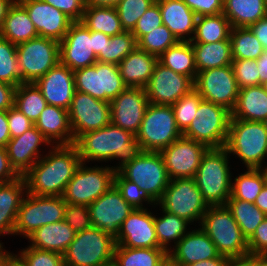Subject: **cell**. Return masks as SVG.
I'll return each mask as SVG.
<instances>
[{
  "mask_svg": "<svg viewBox=\"0 0 267 266\" xmlns=\"http://www.w3.org/2000/svg\"><path fill=\"white\" fill-rule=\"evenodd\" d=\"M76 232L65 220L43 225L27 238L32 242L29 247L40 250L55 251L64 254L74 240Z\"/></svg>",
  "mask_w": 267,
  "mask_h": 266,
  "instance_id": "31",
  "label": "cell"
},
{
  "mask_svg": "<svg viewBox=\"0 0 267 266\" xmlns=\"http://www.w3.org/2000/svg\"><path fill=\"white\" fill-rule=\"evenodd\" d=\"M14 2L15 0H0V32L4 24V19L7 16V12Z\"/></svg>",
  "mask_w": 267,
  "mask_h": 266,
  "instance_id": "69",
  "label": "cell"
},
{
  "mask_svg": "<svg viewBox=\"0 0 267 266\" xmlns=\"http://www.w3.org/2000/svg\"><path fill=\"white\" fill-rule=\"evenodd\" d=\"M64 220L76 233L93 226L89 208L86 205L66 203Z\"/></svg>",
  "mask_w": 267,
  "mask_h": 266,
  "instance_id": "53",
  "label": "cell"
},
{
  "mask_svg": "<svg viewBox=\"0 0 267 266\" xmlns=\"http://www.w3.org/2000/svg\"><path fill=\"white\" fill-rule=\"evenodd\" d=\"M7 118L11 138L21 136L34 126V123L15 106L7 110Z\"/></svg>",
  "mask_w": 267,
  "mask_h": 266,
  "instance_id": "56",
  "label": "cell"
},
{
  "mask_svg": "<svg viewBox=\"0 0 267 266\" xmlns=\"http://www.w3.org/2000/svg\"><path fill=\"white\" fill-rule=\"evenodd\" d=\"M193 89L194 81L190 77L174 72L159 61L145 86L149 103L171 106Z\"/></svg>",
  "mask_w": 267,
  "mask_h": 266,
  "instance_id": "17",
  "label": "cell"
},
{
  "mask_svg": "<svg viewBox=\"0 0 267 266\" xmlns=\"http://www.w3.org/2000/svg\"><path fill=\"white\" fill-rule=\"evenodd\" d=\"M118 172L127 180L136 183L157 203L170 178L160 152H142Z\"/></svg>",
  "mask_w": 267,
  "mask_h": 266,
  "instance_id": "10",
  "label": "cell"
},
{
  "mask_svg": "<svg viewBox=\"0 0 267 266\" xmlns=\"http://www.w3.org/2000/svg\"><path fill=\"white\" fill-rule=\"evenodd\" d=\"M158 61L174 72L190 77L195 82L198 72L190 41H178L160 55Z\"/></svg>",
  "mask_w": 267,
  "mask_h": 266,
  "instance_id": "37",
  "label": "cell"
},
{
  "mask_svg": "<svg viewBox=\"0 0 267 266\" xmlns=\"http://www.w3.org/2000/svg\"><path fill=\"white\" fill-rule=\"evenodd\" d=\"M115 239L92 226L76 233L63 254L65 266H109L113 264Z\"/></svg>",
  "mask_w": 267,
  "mask_h": 266,
  "instance_id": "6",
  "label": "cell"
},
{
  "mask_svg": "<svg viewBox=\"0 0 267 266\" xmlns=\"http://www.w3.org/2000/svg\"><path fill=\"white\" fill-rule=\"evenodd\" d=\"M230 119L231 112L225 107L202 99L195 119L182 136L201 142L208 148L225 147Z\"/></svg>",
  "mask_w": 267,
  "mask_h": 266,
  "instance_id": "8",
  "label": "cell"
},
{
  "mask_svg": "<svg viewBox=\"0 0 267 266\" xmlns=\"http://www.w3.org/2000/svg\"><path fill=\"white\" fill-rule=\"evenodd\" d=\"M114 185L120 191L122 198L134 209H145L143 201L147 204L157 203L148 195V193L141 189L136 183L125 179L118 171L115 173Z\"/></svg>",
  "mask_w": 267,
  "mask_h": 266,
  "instance_id": "50",
  "label": "cell"
},
{
  "mask_svg": "<svg viewBox=\"0 0 267 266\" xmlns=\"http://www.w3.org/2000/svg\"><path fill=\"white\" fill-rule=\"evenodd\" d=\"M122 0H85V6L115 8Z\"/></svg>",
  "mask_w": 267,
  "mask_h": 266,
  "instance_id": "68",
  "label": "cell"
},
{
  "mask_svg": "<svg viewBox=\"0 0 267 266\" xmlns=\"http://www.w3.org/2000/svg\"><path fill=\"white\" fill-rule=\"evenodd\" d=\"M2 244L0 242V266H6L13 259V254L3 249Z\"/></svg>",
  "mask_w": 267,
  "mask_h": 266,
  "instance_id": "70",
  "label": "cell"
},
{
  "mask_svg": "<svg viewBox=\"0 0 267 266\" xmlns=\"http://www.w3.org/2000/svg\"><path fill=\"white\" fill-rule=\"evenodd\" d=\"M152 214L147 208L133 209L119 229L116 244L129 248H160Z\"/></svg>",
  "mask_w": 267,
  "mask_h": 266,
  "instance_id": "23",
  "label": "cell"
},
{
  "mask_svg": "<svg viewBox=\"0 0 267 266\" xmlns=\"http://www.w3.org/2000/svg\"><path fill=\"white\" fill-rule=\"evenodd\" d=\"M148 105L145 88L127 87L110 102L111 123L136 135Z\"/></svg>",
  "mask_w": 267,
  "mask_h": 266,
  "instance_id": "21",
  "label": "cell"
},
{
  "mask_svg": "<svg viewBox=\"0 0 267 266\" xmlns=\"http://www.w3.org/2000/svg\"><path fill=\"white\" fill-rule=\"evenodd\" d=\"M10 139L7 111H0V147H6Z\"/></svg>",
  "mask_w": 267,
  "mask_h": 266,
  "instance_id": "62",
  "label": "cell"
},
{
  "mask_svg": "<svg viewBox=\"0 0 267 266\" xmlns=\"http://www.w3.org/2000/svg\"><path fill=\"white\" fill-rule=\"evenodd\" d=\"M68 114L73 132V144L80 135L111 123L110 103L79 91H75Z\"/></svg>",
  "mask_w": 267,
  "mask_h": 266,
  "instance_id": "16",
  "label": "cell"
},
{
  "mask_svg": "<svg viewBox=\"0 0 267 266\" xmlns=\"http://www.w3.org/2000/svg\"><path fill=\"white\" fill-rule=\"evenodd\" d=\"M249 255L267 254V216L248 239Z\"/></svg>",
  "mask_w": 267,
  "mask_h": 266,
  "instance_id": "58",
  "label": "cell"
},
{
  "mask_svg": "<svg viewBox=\"0 0 267 266\" xmlns=\"http://www.w3.org/2000/svg\"><path fill=\"white\" fill-rule=\"evenodd\" d=\"M178 42L170 29L162 24L153 31L143 35L137 41V47L157 57Z\"/></svg>",
  "mask_w": 267,
  "mask_h": 266,
  "instance_id": "47",
  "label": "cell"
},
{
  "mask_svg": "<svg viewBox=\"0 0 267 266\" xmlns=\"http://www.w3.org/2000/svg\"><path fill=\"white\" fill-rule=\"evenodd\" d=\"M162 266H179V265L172 263L169 259H167Z\"/></svg>",
  "mask_w": 267,
  "mask_h": 266,
  "instance_id": "72",
  "label": "cell"
},
{
  "mask_svg": "<svg viewBox=\"0 0 267 266\" xmlns=\"http://www.w3.org/2000/svg\"><path fill=\"white\" fill-rule=\"evenodd\" d=\"M26 191L23 176L10 182L0 183V236L13 235L18 210Z\"/></svg>",
  "mask_w": 267,
  "mask_h": 266,
  "instance_id": "30",
  "label": "cell"
},
{
  "mask_svg": "<svg viewBox=\"0 0 267 266\" xmlns=\"http://www.w3.org/2000/svg\"><path fill=\"white\" fill-rule=\"evenodd\" d=\"M47 105L69 109L76 88L74 72L60 62L35 82Z\"/></svg>",
  "mask_w": 267,
  "mask_h": 266,
  "instance_id": "24",
  "label": "cell"
},
{
  "mask_svg": "<svg viewBox=\"0 0 267 266\" xmlns=\"http://www.w3.org/2000/svg\"><path fill=\"white\" fill-rule=\"evenodd\" d=\"M262 123H263L264 127L267 130V117L262 121Z\"/></svg>",
  "mask_w": 267,
  "mask_h": 266,
  "instance_id": "75",
  "label": "cell"
},
{
  "mask_svg": "<svg viewBox=\"0 0 267 266\" xmlns=\"http://www.w3.org/2000/svg\"><path fill=\"white\" fill-rule=\"evenodd\" d=\"M227 208L238 223L247 240L256 231V228L266 218V215L254 203L241 199H228Z\"/></svg>",
  "mask_w": 267,
  "mask_h": 266,
  "instance_id": "40",
  "label": "cell"
},
{
  "mask_svg": "<svg viewBox=\"0 0 267 266\" xmlns=\"http://www.w3.org/2000/svg\"><path fill=\"white\" fill-rule=\"evenodd\" d=\"M225 148L247 168H262L267 157V130L262 122L230 119Z\"/></svg>",
  "mask_w": 267,
  "mask_h": 266,
  "instance_id": "5",
  "label": "cell"
},
{
  "mask_svg": "<svg viewBox=\"0 0 267 266\" xmlns=\"http://www.w3.org/2000/svg\"><path fill=\"white\" fill-rule=\"evenodd\" d=\"M173 249L168 251V259L179 266H187L191 263L209 260L218 257L215 244L201 229L188 231Z\"/></svg>",
  "mask_w": 267,
  "mask_h": 266,
  "instance_id": "26",
  "label": "cell"
},
{
  "mask_svg": "<svg viewBox=\"0 0 267 266\" xmlns=\"http://www.w3.org/2000/svg\"><path fill=\"white\" fill-rule=\"evenodd\" d=\"M232 67L240 89L260 85L257 60L233 59Z\"/></svg>",
  "mask_w": 267,
  "mask_h": 266,
  "instance_id": "52",
  "label": "cell"
},
{
  "mask_svg": "<svg viewBox=\"0 0 267 266\" xmlns=\"http://www.w3.org/2000/svg\"><path fill=\"white\" fill-rule=\"evenodd\" d=\"M231 24L223 13L197 17L191 43H212L230 40Z\"/></svg>",
  "mask_w": 267,
  "mask_h": 266,
  "instance_id": "38",
  "label": "cell"
},
{
  "mask_svg": "<svg viewBox=\"0 0 267 266\" xmlns=\"http://www.w3.org/2000/svg\"><path fill=\"white\" fill-rule=\"evenodd\" d=\"M203 98L193 89L190 93L182 96L172 105V110L176 123L180 131L183 133L195 119L200 101Z\"/></svg>",
  "mask_w": 267,
  "mask_h": 266,
  "instance_id": "49",
  "label": "cell"
},
{
  "mask_svg": "<svg viewBox=\"0 0 267 266\" xmlns=\"http://www.w3.org/2000/svg\"><path fill=\"white\" fill-rule=\"evenodd\" d=\"M267 117V89L265 85L250 86L239 90L231 119L262 122Z\"/></svg>",
  "mask_w": 267,
  "mask_h": 266,
  "instance_id": "32",
  "label": "cell"
},
{
  "mask_svg": "<svg viewBox=\"0 0 267 266\" xmlns=\"http://www.w3.org/2000/svg\"><path fill=\"white\" fill-rule=\"evenodd\" d=\"M136 47L137 41L132 32L124 31L111 36V39L106 42L104 53H100L97 60L102 63L118 65Z\"/></svg>",
  "mask_w": 267,
  "mask_h": 266,
  "instance_id": "45",
  "label": "cell"
},
{
  "mask_svg": "<svg viewBox=\"0 0 267 266\" xmlns=\"http://www.w3.org/2000/svg\"><path fill=\"white\" fill-rule=\"evenodd\" d=\"M20 175L12 167L5 147H0V183L10 182Z\"/></svg>",
  "mask_w": 267,
  "mask_h": 266,
  "instance_id": "59",
  "label": "cell"
},
{
  "mask_svg": "<svg viewBox=\"0 0 267 266\" xmlns=\"http://www.w3.org/2000/svg\"><path fill=\"white\" fill-rule=\"evenodd\" d=\"M82 163L89 161L121 160L118 171L125 164L136 158L142 149L136 136L112 123L95 131L80 135L74 142Z\"/></svg>",
  "mask_w": 267,
  "mask_h": 266,
  "instance_id": "2",
  "label": "cell"
},
{
  "mask_svg": "<svg viewBox=\"0 0 267 266\" xmlns=\"http://www.w3.org/2000/svg\"><path fill=\"white\" fill-rule=\"evenodd\" d=\"M16 87L0 81V111H7L14 106Z\"/></svg>",
  "mask_w": 267,
  "mask_h": 266,
  "instance_id": "60",
  "label": "cell"
},
{
  "mask_svg": "<svg viewBox=\"0 0 267 266\" xmlns=\"http://www.w3.org/2000/svg\"><path fill=\"white\" fill-rule=\"evenodd\" d=\"M88 208L92 225L114 239L117 238L122 223L134 209L122 198L115 185L92 202Z\"/></svg>",
  "mask_w": 267,
  "mask_h": 266,
  "instance_id": "19",
  "label": "cell"
},
{
  "mask_svg": "<svg viewBox=\"0 0 267 266\" xmlns=\"http://www.w3.org/2000/svg\"><path fill=\"white\" fill-rule=\"evenodd\" d=\"M67 15L73 22L82 21L85 0H41Z\"/></svg>",
  "mask_w": 267,
  "mask_h": 266,
  "instance_id": "55",
  "label": "cell"
},
{
  "mask_svg": "<svg viewBox=\"0 0 267 266\" xmlns=\"http://www.w3.org/2000/svg\"><path fill=\"white\" fill-rule=\"evenodd\" d=\"M194 89L204 100L223 106L230 112L235 108L240 90L232 65L198 72Z\"/></svg>",
  "mask_w": 267,
  "mask_h": 266,
  "instance_id": "15",
  "label": "cell"
},
{
  "mask_svg": "<svg viewBox=\"0 0 267 266\" xmlns=\"http://www.w3.org/2000/svg\"><path fill=\"white\" fill-rule=\"evenodd\" d=\"M47 105L41 90L35 83H21L16 87L14 106L33 123Z\"/></svg>",
  "mask_w": 267,
  "mask_h": 266,
  "instance_id": "41",
  "label": "cell"
},
{
  "mask_svg": "<svg viewBox=\"0 0 267 266\" xmlns=\"http://www.w3.org/2000/svg\"><path fill=\"white\" fill-rule=\"evenodd\" d=\"M6 266H19L13 259Z\"/></svg>",
  "mask_w": 267,
  "mask_h": 266,
  "instance_id": "74",
  "label": "cell"
},
{
  "mask_svg": "<svg viewBox=\"0 0 267 266\" xmlns=\"http://www.w3.org/2000/svg\"><path fill=\"white\" fill-rule=\"evenodd\" d=\"M27 247L22 249L19 255L13 254V260L19 266H65L62 254L55 251Z\"/></svg>",
  "mask_w": 267,
  "mask_h": 266,
  "instance_id": "48",
  "label": "cell"
},
{
  "mask_svg": "<svg viewBox=\"0 0 267 266\" xmlns=\"http://www.w3.org/2000/svg\"><path fill=\"white\" fill-rule=\"evenodd\" d=\"M82 22L89 30L109 36L124 32L116 8L85 6Z\"/></svg>",
  "mask_w": 267,
  "mask_h": 266,
  "instance_id": "39",
  "label": "cell"
},
{
  "mask_svg": "<svg viewBox=\"0 0 267 266\" xmlns=\"http://www.w3.org/2000/svg\"><path fill=\"white\" fill-rule=\"evenodd\" d=\"M233 59L257 60L265 49L249 27L232 28L230 32Z\"/></svg>",
  "mask_w": 267,
  "mask_h": 266,
  "instance_id": "44",
  "label": "cell"
},
{
  "mask_svg": "<svg viewBox=\"0 0 267 266\" xmlns=\"http://www.w3.org/2000/svg\"><path fill=\"white\" fill-rule=\"evenodd\" d=\"M0 36L18 45L39 35L27 11L15 1L4 19Z\"/></svg>",
  "mask_w": 267,
  "mask_h": 266,
  "instance_id": "34",
  "label": "cell"
},
{
  "mask_svg": "<svg viewBox=\"0 0 267 266\" xmlns=\"http://www.w3.org/2000/svg\"><path fill=\"white\" fill-rule=\"evenodd\" d=\"M25 197L18 210L13 235L28 237L43 225L64 220L66 202L62 196H36L26 193Z\"/></svg>",
  "mask_w": 267,
  "mask_h": 266,
  "instance_id": "9",
  "label": "cell"
},
{
  "mask_svg": "<svg viewBox=\"0 0 267 266\" xmlns=\"http://www.w3.org/2000/svg\"><path fill=\"white\" fill-rule=\"evenodd\" d=\"M254 204L267 216V184L262 188Z\"/></svg>",
  "mask_w": 267,
  "mask_h": 266,
  "instance_id": "67",
  "label": "cell"
},
{
  "mask_svg": "<svg viewBox=\"0 0 267 266\" xmlns=\"http://www.w3.org/2000/svg\"><path fill=\"white\" fill-rule=\"evenodd\" d=\"M168 259L163 248H129L116 244L114 266H162Z\"/></svg>",
  "mask_w": 267,
  "mask_h": 266,
  "instance_id": "36",
  "label": "cell"
},
{
  "mask_svg": "<svg viewBox=\"0 0 267 266\" xmlns=\"http://www.w3.org/2000/svg\"><path fill=\"white\" fill-rule=\"evenodd\" d=\"M197 15L209 16L223 13V0H183Z\"/></svg>",
  "mask_w": 267,
  "mask_h": 266,
  "instance_id": "57",
  "label": "cell"
},
{
  "mask_svg": "<svg viewBox=\"0 0 267 266\" xmlns=\"http://www.w3.org/2000/svg\"><path fill=\"white\" fill-rule=\"evenodd\" d=\"M225 266H253V255L241 258H228Z\"/></svg>",
  "mask_w": 267,
  "mask_h": 266,
  "instance_id": "66",
  "label": "cell"
},
{
  "mask_svg": "<svg viewBox=\"0 0 267 266\" xmlns=\"http://www.w3.org/2000/svg\"><path fill=\"white\" fill-rule=\"evenodd\" d=\"M34 125L52 145L73 144L68 110L62 107L46 105Z\"/></svg>",
  "mask_w": 267,
  "mask_h": 266,
  "instance_id": "28",
  "label": "cell"
},
{
  "mask_svg": "<svg viewBox=\"0 0 267 266\" xmlns=\"http://www.w3.org/2000/svg\"><path fill=\"white\" fill-rule=\"evenodd\" d=\"M225 147L208 148L194 177L208 206L226 205L231 196L232 175Z\"/></svg>",
  "mask_w": 267,
  "mask_h": 266,
  "instance_id": "3",
  "label": "cell"
},
{
  "mask_svg": "<svg viewBox=\"0 0 267 266\" xmlns=\"http://www.w3.org/2000/svg\"><path fill=\"white\" fill-rule=\"evenodd\" d=\"M0 81L15 87L21 84V74L17 59V47L0 36Z\"/></svg>",
  "mask_w": 267,
  "mask_h": 266,
  "instance_id": "46",
  "label": "cell"
},
{
  "mask_svg": "<svg viewBox=\"0 0 267 266\" xmlns=\"http://www.w3.org/2000/svg\"><path fill=\"white\" fill-rule=\"evenodd\" d=\"M207 149L205 144L183 136L165 147L160 153L170 180L194 178Z\"/></svg>",
  "mask_w": 267,
  "mask_h": 266,
  "instance_id": "18",
  "label": "cell"
},
{
  "mask_svg": "<svg viewBox=\"0 0 267 266\" xmlns=\"http://www.w3.org/2000/svg\"><path fill=\"white\" fill-rule=\"evenodd\" d=\"M158 57L136 47L119 64L120 75L127 87L145 88Z\"/></svg>",
  "mask_w": 267,
  "mask_h": 266,
  "instance_id": "29",
  "label": "cell"
},
{
  "mask_svg": "<svg viewBox=\"0 0 267 266\" xmlns=\"http://www.w3.org/2000/svg\"><path fill=\"white\" fill-rule=\"evenodd\" d=\"M116 171L112 167H86L81 163L67 183L63 199L67 204L89 206L114 185Z\"/></svg>",
  "mask_w": 267,
  "mask_h": 266,
  "instance_id": "11",
  "label": "cell"
},
{
  "mask_svg": "<svg viewBox=\"0 0 267 266\" xmlns=\"http://www.w3.org/2000/svg\"><path fill=\"white\" fill-rule=\"evenodd\" d=\"M264 168H265V169H264ZM261 170H262L263 173H264V176H265V179H266V184H267V166L262 167Z\"/></svg>",
  "mask_w": 267,
  "mask_h": 266,
  "instance_id": "73",
  "label": "cell"
},
{
  "mask_svg": "<svg viewBox=\"0 0 267 266\" xmlns=\"http://www.w3.org/2000/svg\"><path fill=\"white\" fill-rule=\"evenodd\" d=\"M33 22L39 37L60 42L73 22L62 11L41 0H18Z\"/></svg>",
  "mask_w": 267,
  "mask_h": 266,
  "instance_id": "22",
  "label": "cell"
},
{
  "mask_svg": "<svg viewBox=\"0 0 267 266\" xmlns=\"http://www.w3.org/2000/svg\"><path fill=\"white\" fill-rule=\"evenodd\" d=\"M246 169L247 171L234 178L229 199H241L254 203L266 184V179L261 168Z\"/></svg>",
  "mask_w": 267,
  "mask_h": 266,
  "instance_id": "43",
  "label": "cell"
},
{
  "mask_svg": "<svg viewBox=\"0 0 267 266\" xmlns=\"http://www.w3.org/2000/svg\"><path fill=\"white\" fill-rule=\"evenodd\" d=\"M21 83H35L60 62L59 42L36 37L16 45Z\"/></svg>",
  "mask_w": 267,
  "mask_h": 266,
  "instance_id": "13",
  "label": "cell"
},
{
  "mask_svg": "<svg viewBox=\"0 0 267 266\" xmlns=\"http://www.w3.org/2000/svg\"><path fill=\"white\" fill-rule=\"evenodd\" d=\"M60 63L72 71L96 63L93 52V31L82 21L72 22L65 37L59 42Z\"/></svg>",
  "mask_w": 267,
  "mask_h": 266,
  "instance_id": "20",
  "label": "cell"
},
{
  "mask_svg": "<svg viewBox=\"0 0 267 266\" xmlns=\"http://www.w3.org/2000/svg\"><path fill=\"white\" fill-rule=\"evenodd\" d=\"M155 0H122L115 7L124 31H132L138 19Z\"/></svg>",
  "mask_w": 267,
  "mask_h": 266,
  "instance_id": "51",
  "label": "cell"
},
{
  "mask_svg": "<svg viewBox=\"0 0 267 266\" xmlns=\"http://www.w3.org/2000/svg\"><path fill=\"white\" fill-rule=\"evenodd\" d=\"M142 151L161 152L182 136L171 105L149 103L135 135Z\"/></svg>",
  "mask_w": 267,
  "mask_h": 266,
  "instance_id": "7",
  "label": "cell"
},
{
  "mask_svg": "<svg viewBox=\"0 0 267 266\" xmlns=\"http://www.w3.org/2000/svg\"><path fill=\"white\" fill-rule=\"evenodd\" d=\"M52 145L34 125L21 136L11 138L6 145L7 155L12 167L24 176L31 167L41 158L40 146Z\"/></svg>",
  "mask_w": 267,
  "mask_h": 266,
  "instance_id": "25",
  "label": "cell"
},
{
  "mask_svg": "<svg viewBox=\"0 0 267 266\" xmlns=\"http://www.w3.org/2000/svg\"><path fill=\"white\" fill-rule=\"evenodd\" d=\"M51 147L50 152L42 156L23 176L28 194L63 196L67 183L82 163L74 144Z\"/></svg>",
  "mask_w": 267,
  "mask_h": 266,
  "instance_id": "1",
  "label": "cell"
},
{
  "mask_svg": "<svg viewBox=\"0 0 267 266\" xmlns=\"http://www.w3.org/2000/svg\"><path fill=\"white\" fill-rule=\"evenodd\" d=\"M227 259L226 256L219 255L216 258L194 262L187 266H225Z\"/></svg>",
  "mask_w": 267,
  "mask_h": 266,
  "instance_id": "65",
  "label": "cell"
},
{
  "mask_svg": "<svg viewBox=\"0 0 267 266\" xmlns=\"http://www.w3.org/2000/svg\"><path fill=\"white\" fill-rule=\"evenodd\" d=\"M197 72L232 65L230 40L212 43H192Z\"/></svg>",
  "mask_w": 267,
  "mask_h": 266,
  "instance_id": "35",
  "label": "cell"
},
{
  "mask_svg": "<svg viewBox=\"0 0 267 266\" xmlns=\"http://www.w3.org/2000/svg\"><path fill=\"white\" fill-rule=\"evenodd\" d=\"M162 24L161 10L158 3L155 1L138 19L134 29L131 32L136 41H138L143 35L153 31Z\"/></svg>",
  "mask_w": 267,
  "mask_h": 266,
  "instance_id": "54",
  "label": "cell"
},
{
  "mask_svg": "<svg viewBox=\"0 0 267 266\" xmlns=\"http://www.w3.org/2000/svg\"><path fill=\"white\" fill-rule=\"evenodd\" d=\"M223 14L232 28L249 27L267 17L265 0H223Z\"/></svg>",
  "mask_w": 267,
  "mask_h": 266,
  "instance_id": "33",
  "label": "cell"
},
{
  "mask_svg": "<svg viewBox=\"0 0 267 266\" xmlns=\"http://www.w3.org/2000/svg\"><path fill=\"white\" fill-rule=\"evenodd\" d=\"M162 211L163 217L154 216V225L159 247L168 252L172 248L169 247L170 242L174 241V244H177L188 232L186 227L190 223L177 215Z\"/></svg>",
  "mask_w": 267,
  "mask_h": 266,
  "instance_id": "42",
  "label": "cell"
},
{
  "mask_svg": "<svg viewBox=\"0 0 267 266\" xmlns=\"http://www.w3.org/2000/svg\"><path fill=\"white\" fill-rule=\"evenodd\" d=\"M253 266H267V254L253 255Z\"/></svg>",
  "mask_w": 267,
  "mask_h": 266,
  "instance_id": "71",
  "label": "cell"
},
{
  "mask_svg": "<svg viewBox=\"0 0 267 266\" xmlns=\"http://www.w3.org/2000/svg\"><path fill=\"white\" fill-rule=\"evenodd\" d=\"M249 28L261 42V45L263 46L265 51H267V17L251 24Z\"/></svg>",
  "mask_w": 267,
  "mask_h": 266,
  "instance_id": "61",
  "label": "cell"
},
{
  "mask_svg": "<svg viewBox=\"0 0 267 266\" xmlns=\"http://www.w3.org/2000/svg\"><path fill=\"white\" fill-rule=\"evenodd\" d=\"M200 228L215 244L220 255L241 258L249 255L248 240L226 205L208 206Z\"/></svg>",
  "mask_w": 267,
  "mask_h": 266,
  "instance_id": "4",
  "label": "cell"
},
{
  "mask_svg": "<svg viewBox=\"0 0 267 266\" xmlns=\"http://www.w3.org/2000/svg\"><path fill=\"white\" fill-rule=\"evenodd\" d=\"M158 204L162 210L177 215L189 223L201 222L208 208L194 178L170 180Z\"/></svg>",
  "mask_w": 267,
  "mask_h": 266,
  "instance_id": "12",
  "label": "cell"
},
{
  "mask_svg": "<svg viewBox=\"0 0 267 266\" xmlns=\"http://www.w3.org/2000/svg\"><path fill=\"white\" fill-rule=\"evenodd\" d=\"M258 71L260 76V85L267 83V51H265L258 59Z\"/></svg>",
  "mask_w": 267,
  "mask_h": 266,
  "instance_id": "64",
  "label": "cell"
},
{
  "mask_svg": "<svg viewBox=\"0 0 267 266\" xmlns=\"http://www.w3.org/2000/svg\"><path fill=\"white\" fill-rule=\"evenodd\" d=\"M155 1L161 10L162 23L170 29L177 40L191 41L194 36L192 34L195 33L197 15L183 0Z\"/></svg>",
  "mask_w": 267,
  "mask_h": 266,
  "instance_id": "27",
  "label": "cell"
},
{
  "mask_svg": "<svg viewBox=\"0 0 267 266\" xmlns=\"http://www.w3.org/2000/svg\"><path fill=\"white\" fill-rule=\"evenodd\" d=\"M73 72L76 91L89 94L98 100L110 103L127 88L116 64L97 61Z\"/></svg>",
  "mask_w": 267,
  "mask_h": 266,
  "instance_id": "14",
  "label": "cell"
},
{
  "mask_svg": "<svg viewBox=\"0 0 267 266\" xmlns=\"http://www.w3.org/2000/svg\"><path fill=\"white\" fill-rule=\"evenodd\" d=\"M111 39V36L106 35L102 32L93 31V52L96 57L100 53H104V47L106 42Z\"/></svg>",
  "mask_w": 267,
  "mask_h": 266,
  "instance_id": "63",
  "label": "cell"
}]
</instances>
